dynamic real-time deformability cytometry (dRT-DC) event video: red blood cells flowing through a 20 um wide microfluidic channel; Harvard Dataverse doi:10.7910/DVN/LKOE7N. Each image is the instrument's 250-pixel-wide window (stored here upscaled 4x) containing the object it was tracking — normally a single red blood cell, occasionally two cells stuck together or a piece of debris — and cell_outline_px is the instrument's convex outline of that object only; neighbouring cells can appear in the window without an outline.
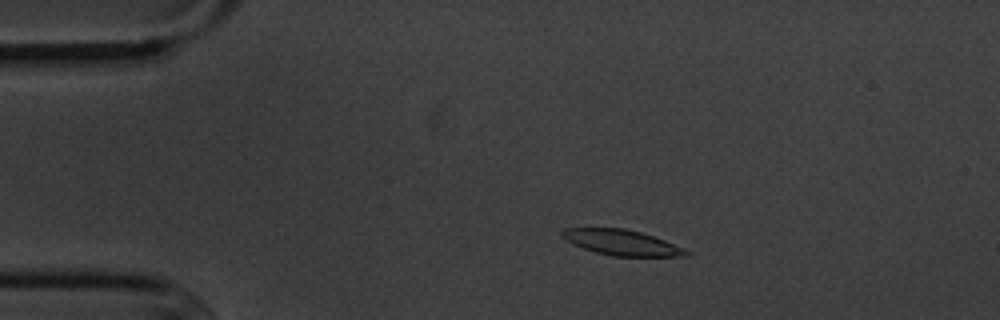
{"species": "common noctule bat (a hibernating species)", "species_latin": "Nyctalus noctula", "temperature_condition": "cold", "stored_images_in_passage": 54, "camera_frame_rate_fps": 3000, "um_per_image_px": 0.085, "animal": {"sex": "male", "body_mass_g": 20.1, "forearm_length_mm": 53.5}, "frame": {"image": 1, "passage_image": 9, "time_ms": 2.667, "image_size_px": [1000, 320], "cell_outline_px": [[692, 256], [612, 256], [596, 252], [584, 248], [560, 236], [560, 232], [564, 228], [624, 228], [640, 232], [664, 240], [692, 252]], "centroid_in_image_um": [52.87, 20.61], "position_along_channel_um": 32.1, "area_um2": 18.21}}
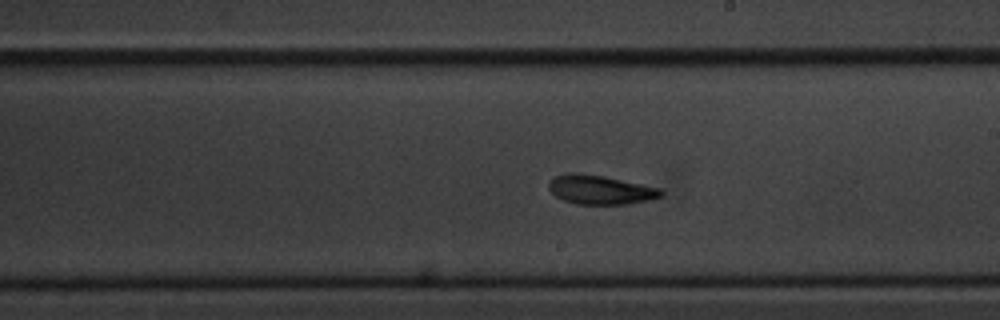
{"frame": {"image": 2, "passage_image": 30, "time_ms": 9.667, "image_size_px": [1000, 320], "cell_outline_px": [[664, 196], [648, 200], [628, 204], [576, 204], [564, 200], [556, 196], [548, 188], [548, 184], [556, 176], [568, 172], [576, 172], [604, 176], [660, 188], [664, 192]], "centroid_in_image_um": [51.04, 16.13], "position_along_channel_um": 238.0, "area_um2": 19.02}}
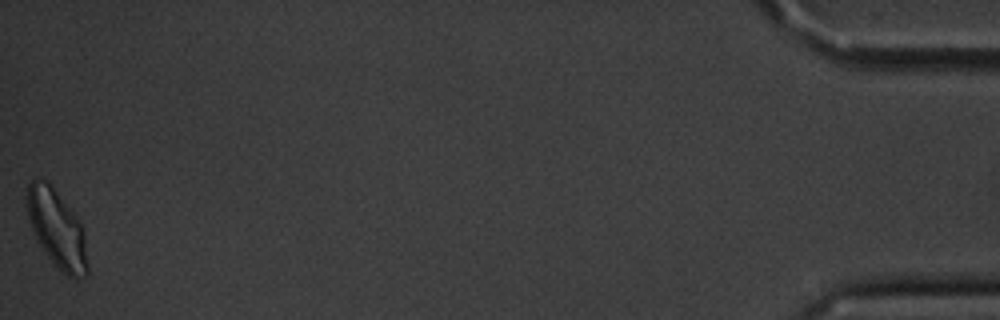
{"frame": {"image": 3, "passage_image": 54, "time_ms": 17.667, "image_size_px": [1000, 320], "cell_outline_px": [[88, 276], [76, 280], [68, 276], [44, 252], [36, 240], [28, 216], [24, 196], [28, 184], [36, 176], [48, 180], [52, 184], [76, 216], [80, 224], [84, 236], [88, 264]], "centroid_in_image_um": [4.81, 19.39], "position_along_channel_um": 430.4, "area_um2": 27.8}, "authors_computed_cell_mechanics": {"area_um2": 19.0451, "velocity_mm_per_s": 3.5819, "shape_relaxation_time_tau1_ms": 3.5402, "shape_relaxation_time_tau2_ms": 2.5088, "deformation_change_tau1": 0.1236, "deformation_change_tau2": 0.0812}}